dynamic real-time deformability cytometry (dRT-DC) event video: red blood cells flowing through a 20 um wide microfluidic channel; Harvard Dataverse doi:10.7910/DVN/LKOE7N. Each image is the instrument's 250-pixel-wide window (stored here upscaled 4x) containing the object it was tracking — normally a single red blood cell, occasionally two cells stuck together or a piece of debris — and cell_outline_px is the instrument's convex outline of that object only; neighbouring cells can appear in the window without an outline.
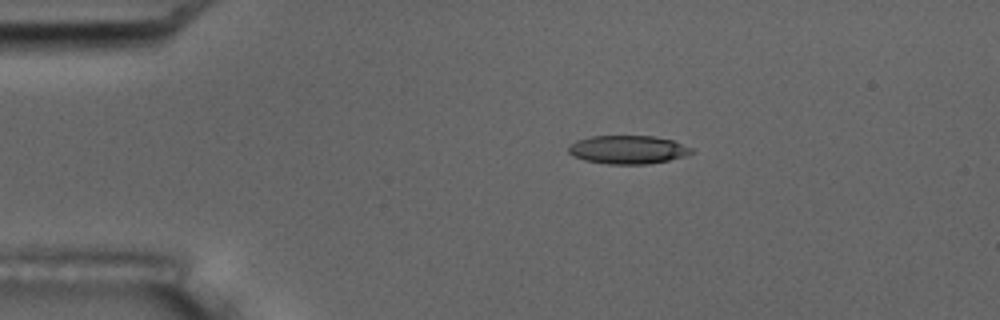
{"species": "common noctule bat (a hibernating species)", "species_latin": "Nyctalus noctula", "temperature_condition": "room temperature", "stored_images_in_passage": 7, "camera_frame_rate_fps": 3000, "um_per_image_px": 0.085, "animal": {"sex": "male", "body_mass_g": 17.5, "forearm_length_mm": 52.3}, "frame": {"image": 1, "passage_image": 4, "time_ms": 3.333, "image_size_px": [1000, 320], "cell_outline_px": [[696, 152], [684, 156], [668, 160], [648, 164], [608, 164], [584, 160], [572, 156], [568, 152], [568, 144], [576, 140], [592, 136], [656, 136], [672, 140], [692, 148]], "centroid_in_image_um": [53.35, 12.72], "position_along_channel_um": 31.7, "area_um2": 20.52}}